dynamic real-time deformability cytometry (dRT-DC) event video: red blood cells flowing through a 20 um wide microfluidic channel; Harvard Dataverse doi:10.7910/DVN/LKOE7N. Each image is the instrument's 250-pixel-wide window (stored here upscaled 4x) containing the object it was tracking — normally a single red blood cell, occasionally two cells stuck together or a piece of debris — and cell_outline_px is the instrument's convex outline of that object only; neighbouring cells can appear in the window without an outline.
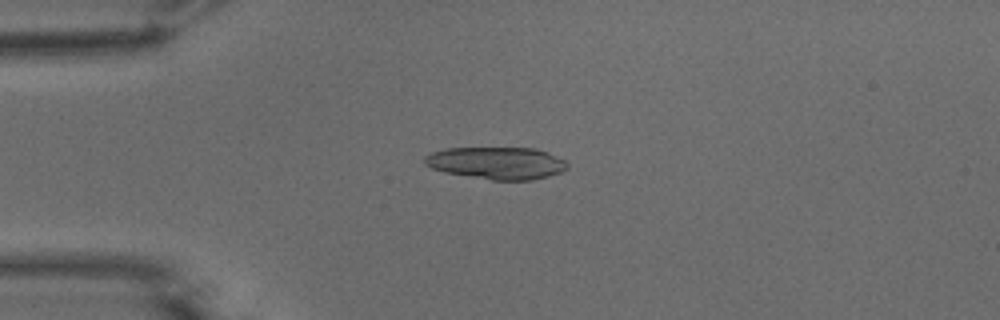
{"species": "common noctule bat (a hibernating species)", "species_latin": "Nyctalus noctula", "temperature_condition": "warm", "stored_images_in_passage": 49, "camera_frame_rate_fps": 3000, "um_per_image_px": 0.085, "animal": {"sex": "male", "body_mass_g": 15.6}, "frame": {"image": 1, "passage_image": 10, "time_ms": 3.0, "image_size_px": [1000, 320], "cell_outline_px": [[568, 168], [560, 172], [548, 176], [532, 180], [492, 180], [444, 172], [432, 168], [424, 164], [424, 156], [432, 152], [444, 148], [536, 148], [548, 152], [564, 160], [568, 164]], "centroid_in_image_um": [42.21, 13.85], "position_along_channel_um": 42.8, "area_um2": 26.88}}
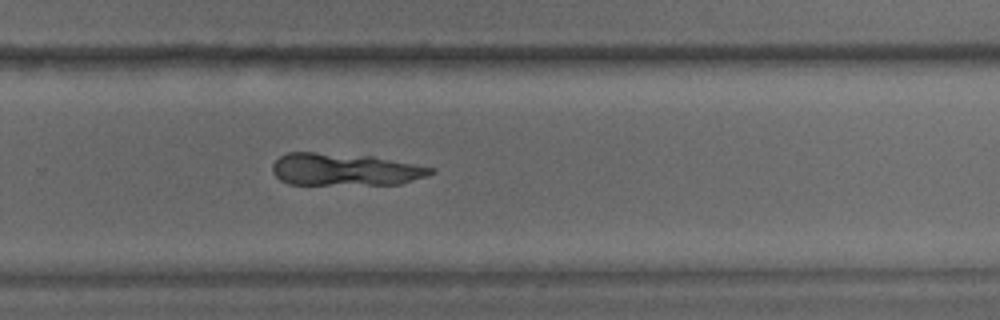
{"frame": {"image": 2, "passage_image": 32, "time_ms": 10.333, "image_size_px": [1000, 320], "cell_outline_px": [[436, 172], [428, 176], [400, 184], [288, 184], [280, 180], [272, 172], [272, 164], [280, 156], [288, 152], [316, 152], [372, 156], [436, 168]], "centroid_in_image_um": [29.33, 14.4], "position_along_channel_um": 300.5, "area_um2": 29.94}}
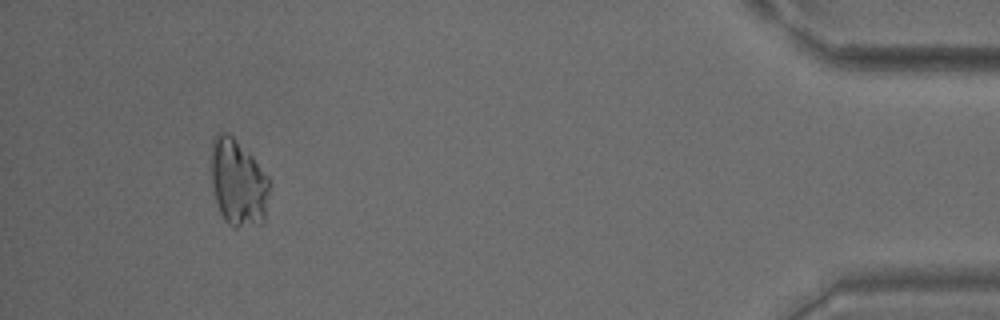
{"frame": {"image": 3, "passage_image": 46, "time_ms": 15.0, "image_size_px": [1000, 320], "cell_outline_px": [[268, 192], [264, 220], [260, 224], [236, 228], [232, 228], [224, 220], [220, 212], [216, 200], [208, 168], [208, 164], [212, 140], [216, 132], [228, 132], [252, 156], [268, 176]], "centroid_in_image_um": [20.17, 15.5], "position_along_channel_um": 415.0, "area_um2": 30.0}}